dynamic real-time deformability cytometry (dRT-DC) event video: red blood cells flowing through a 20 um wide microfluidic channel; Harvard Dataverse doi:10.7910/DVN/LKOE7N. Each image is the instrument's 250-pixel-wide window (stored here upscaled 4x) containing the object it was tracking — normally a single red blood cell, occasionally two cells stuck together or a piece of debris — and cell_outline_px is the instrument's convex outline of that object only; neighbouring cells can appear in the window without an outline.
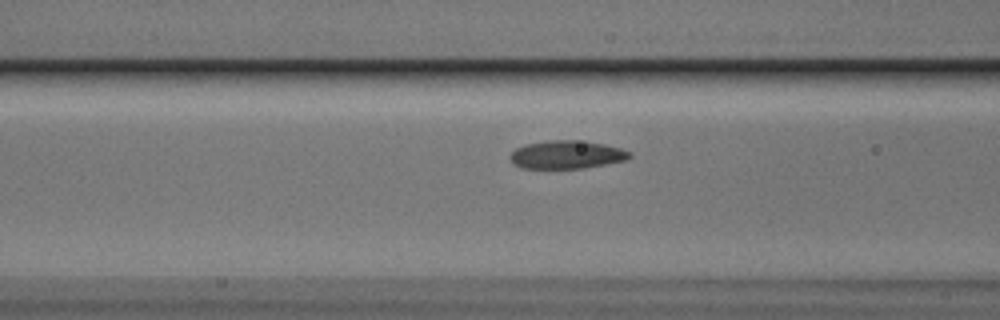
{"species": "Egyptian fruit bat (a non-hibernating species)", "species_latin": "Rousettus aegyptiacus", "temperature_condition": "cold", "stored_images_in_passage": 23, "camera_frame_rate_fps": 3000, "um_per_image_px": 0.085, "animal": {"sex": "male"}, "frame": {"image": 1, "passage_image": 17, "time_ms": 5.333, "image_size_px": [1000, 320], "cell_outline_px": [[632, 156], [624, 160], [584, 168], [520, 168], [512, 164], [508, 156], [516, 148], [524, 144], [548, 140], [572, 140], [604, 144], [620, 148], [632, 152]], "centroid_in_image_um": [48.11, 13.15], "position_along_channel_um": 118.5, "area_um2": 19.59}}
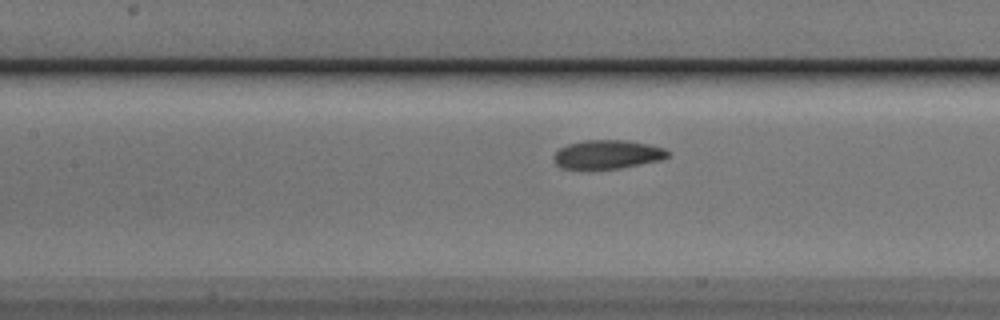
{"frame": {"image": 2, "passage_image": 20, "time_ms": 6.333, "image_size_px": [1000, 320], "cell_outline_px": [[668, 156], [660, 160], [620, 168], [564, 168], [556, 164], [552, 156], [560, 148], [568, 144], [584, 140], [628, 140], [648, 144], [664, 148], [668, 152]], "centroid_in_image_um": [51.62, 13.11], "position_along_channel_um": 155.8, "area_um2": 18.84}}